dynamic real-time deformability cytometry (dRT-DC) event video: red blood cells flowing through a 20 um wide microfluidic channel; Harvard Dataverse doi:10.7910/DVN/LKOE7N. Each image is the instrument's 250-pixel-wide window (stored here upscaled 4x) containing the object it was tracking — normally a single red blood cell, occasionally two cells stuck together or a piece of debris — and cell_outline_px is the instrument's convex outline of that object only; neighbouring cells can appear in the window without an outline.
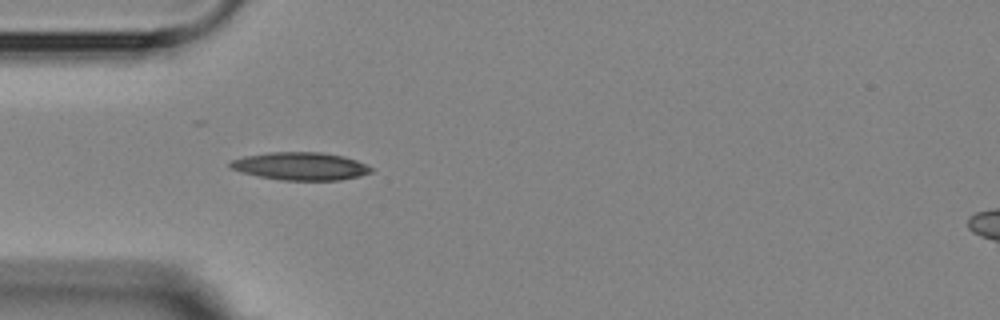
{"species": "Egyptian fruit bat (a non-hibernating species)", "species_latin": "Rousettus aegyptiacus", "temperature_condition": "room temperature", "stored_images_in_passage": 5, "camera_frame_rate_fps": 3000, "um_per_image_px": 0.085, "animal": {"sex": "female"}, "frame": {"image": 1, "passage_image": 5, "time_ms": 4.667, "image_size_px": [1000, 320], "cell_outline_px": [[372, 172], [360, 176], [340, 180], [280, 180], [240, 172], [228, 168], [228, 164], [232, 160], [244, 156], [268, 152], [320, 152], [344, 156], [356, 160], [372, 168]], "centroid_in_image_um": [25.51, 14.12], "position_along_channel_um": 59.5, "area_um2": 22.89}}